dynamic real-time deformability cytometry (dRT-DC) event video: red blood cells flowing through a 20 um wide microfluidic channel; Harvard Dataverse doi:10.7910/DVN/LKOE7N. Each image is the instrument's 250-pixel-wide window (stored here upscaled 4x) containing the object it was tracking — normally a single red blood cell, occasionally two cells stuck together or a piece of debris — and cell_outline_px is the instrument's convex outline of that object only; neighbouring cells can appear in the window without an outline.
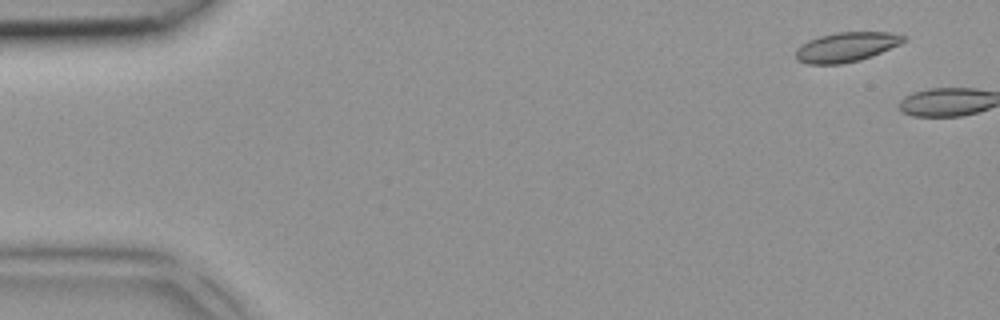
{"species": "common noctule bat (a hibernating species)", "species_latin": "Nyctalus noctula", "temperature_condition": "room temperature", "stored_images_in_passage": 2, "camera_frame_rate_fps": 3000, "um_per_image_px": 0.085, "animal": {"sex": "female", "body_mass_g": 18.4}, "frame": {"image": 1, "passage_image": 1, "time_ms": 0.0, "image_size_px": [1000, 320], "cell_outline_px": [[908, 40], [900, 44], [872, 56], [860, 60], [840, 64], [804, 64], [796, 60], [796, 48], [808, 40], [820, 36], [836, 32], [892, 32], [908, 36]], "centroid_in_image_um": [71.96, 3.99], "position_along_channel_um": 13.0, "area_um2": 18.84}}